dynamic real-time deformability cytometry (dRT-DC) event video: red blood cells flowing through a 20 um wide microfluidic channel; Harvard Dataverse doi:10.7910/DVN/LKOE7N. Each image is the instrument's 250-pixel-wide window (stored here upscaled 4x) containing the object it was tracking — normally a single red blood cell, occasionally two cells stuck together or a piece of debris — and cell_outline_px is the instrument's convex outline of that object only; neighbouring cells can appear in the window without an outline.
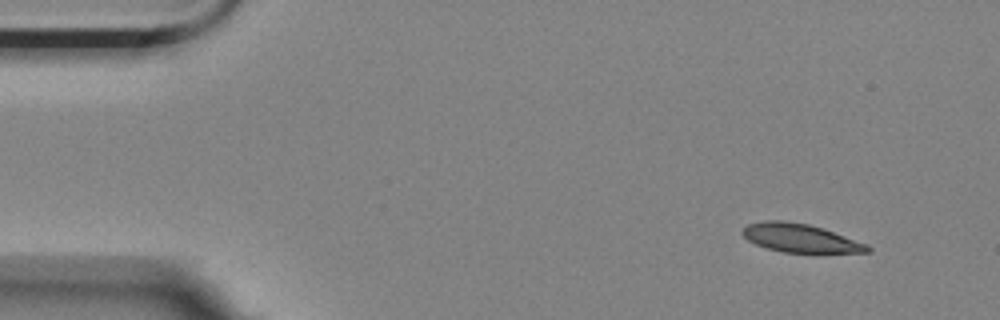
{"species": "Egyptian fruit bat (a non-hibernating species)", "species_latin": "Rousettus aegyptiacus", "temperature_condition": "room temperature", "stored_images_in_passage": 5, "segment_of_instrument_passage": [1, 2], "camera_frame_rate_fps": 3000, "um_per_image_px": 0.085, "animal": {"sex": "female"}, "frame": {"image": 1, "passage_image": 1, "time_ms": 0.0, "image_size_px": [1000, 320], "cell_outline_px": [[872, 252], [816, 256], [784, 252], [764, 248], [748, 240], [740, 232], [748, 224], [764, 220], [784, 220], [808, 224], [824, 228], [868, 244], [872, 248]], "centroid_in_image_um": [68.14, 20.3], "position_along_channel_um": 16.9, "area_um2": 22.08}}
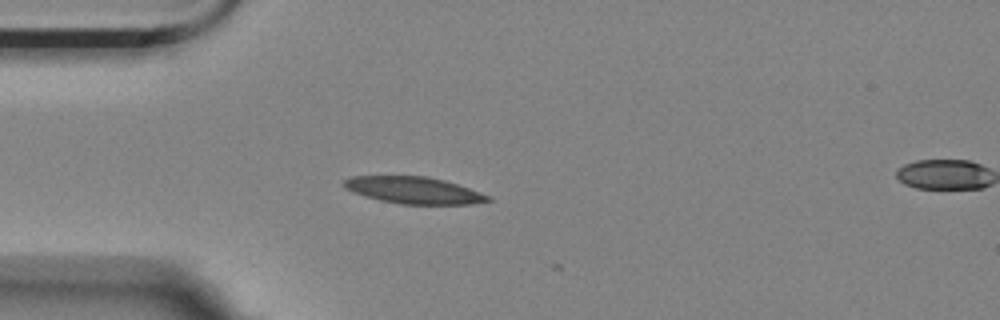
{"frame": {"image": 2, "passage_image": 4, "time_ms": 1.0, "image_size_px": [1000, 320], "cell_outline_px": [[492, 200], [472, 204], [400, 204], [380, 200], [364, 196], [352, 192], [344, 188], [344, 180], [352, 176], [428, 176], [444, 180], [492, 196]], "centroid_in_image_um": [35.17, 16.17], "position_along_channel_um": 49.8, "area_um2": 22.48}}